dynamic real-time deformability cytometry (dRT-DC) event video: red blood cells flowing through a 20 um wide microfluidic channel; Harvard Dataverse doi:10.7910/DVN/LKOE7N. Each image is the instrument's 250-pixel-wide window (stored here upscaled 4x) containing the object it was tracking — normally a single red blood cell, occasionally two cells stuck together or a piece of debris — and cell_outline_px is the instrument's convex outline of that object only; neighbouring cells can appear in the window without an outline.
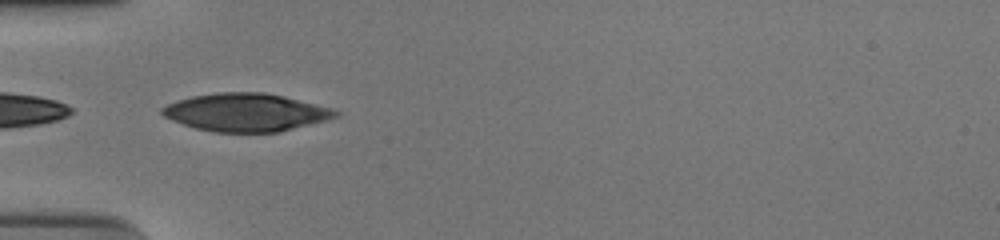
{"species": "human", "species_latin": "Homo sapiens", "temperature_condition": "cold", "stored_images_in_passage": 13, "camera_frame_rate_fps": 3000, "um_per_image_px": 0.085, "donor": {"sex": "male"}, "frame": {"image": 1, "passage_image": 1, "time_ms": 0.0, "image_size_px": [1000, 240], "cell_outline_px": [[340, 116], [328, 120], [280, 132], [216, 132], [196, 128], [172, 120], [164, 116], [160, 112], [160, 108], [176, 100], [192, 96], [220, 92], [264, 92], [284, 96], [332, 108], [340, 112]], "centroid_in_image_um": [20.93, 9.55], "position_along_channel_um": 64.1, "area_um2": 38.44}}
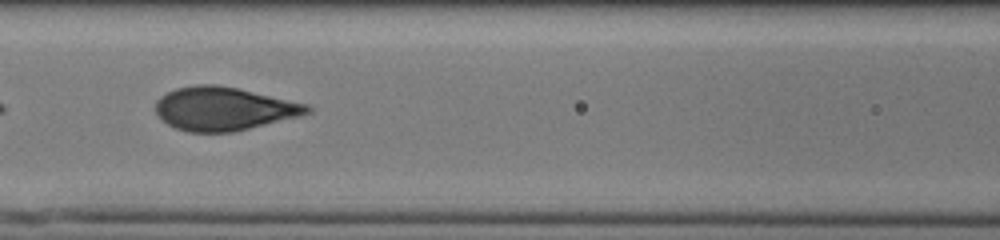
{"frame": {"image": 2, "passage_image": 8, "time_ms": 2.333, "image_size_px": [1000, 240], "cell_outline_px": [[312, 112], [300, 116], [232, 132], [188, 132], [176, 128], [168, 124], [156, 112], [156, 100], [160, 96], [176, 88], [196, 84], [216, 84], [236, 88], [308, 104], [312, 108]], "centroid_in_image_um": [19.02, 9.24], "position_along_channel_um": 147.6, "area_um2": 38.09}}
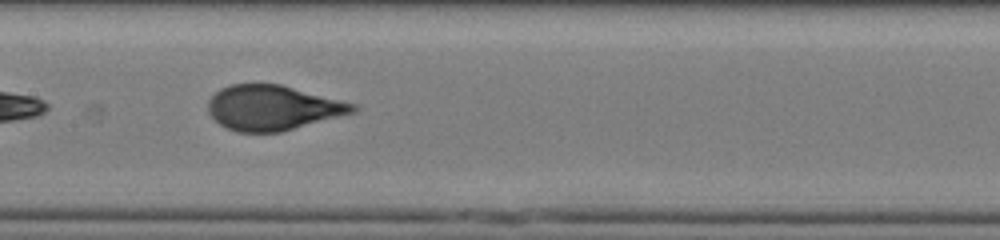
{"frame": {"image": 3, "passage_image": 11, "time_ms": 3.333, "image_size_px": [1000, 240], "cell_outline_px": [[360, 108], [356, 112], [280, 132], [236, 132], [220, 124], [208, 112], [208, 100], [220, 88], [232, 84], [280, 84], [356, 104]], "centroid_in_image_um": [23.19, 9.16], "position_along_channel_um": 184.2, "area_um2": 37.74}}